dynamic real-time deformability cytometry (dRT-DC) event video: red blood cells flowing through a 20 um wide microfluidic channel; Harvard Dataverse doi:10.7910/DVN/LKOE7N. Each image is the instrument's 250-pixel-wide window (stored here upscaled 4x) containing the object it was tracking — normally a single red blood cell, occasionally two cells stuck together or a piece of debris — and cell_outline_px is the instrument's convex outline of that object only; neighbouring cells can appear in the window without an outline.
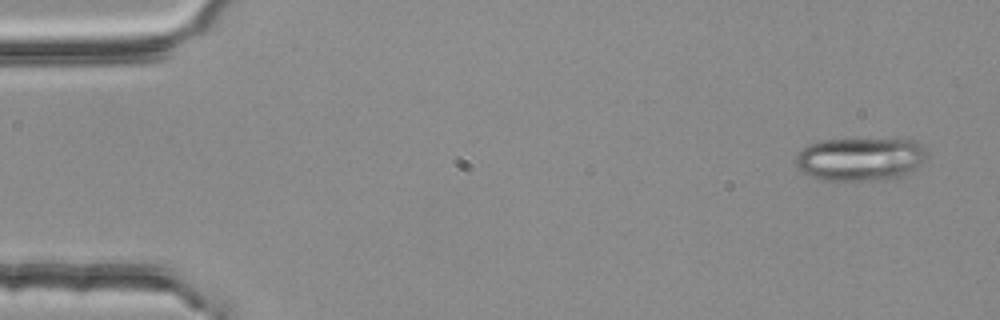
{"species": "common noctule bat (a hibernating species)", "species_latin": "Nyctalus noctula", "temperature_condition": "room temperature", "stored_images_in_passage": 5, "segment_of_instrument_passage": [2, 2], "camera_frame_rate_fps": 3000, "um_per_image_px": 0.085, "animal": {"sex": "female", "body_mass_g": 25.1}, "frame": {"image": 1, "passage_image": 5, "time_ms": 1.333, "image_size_px": [1000, 320], "cell_outline_px": [[928, 156], [912, 172], [896, 180], [820, 180], [808, 176], [796, 164], [796, 152], [808, 144], [820, 140], [916, 140], [924, 144], [928, 152]], "centroid_in_image_um": [73.17, 13.54], "position_along_channel_um": 11.8, "area_um2": 33.58}}